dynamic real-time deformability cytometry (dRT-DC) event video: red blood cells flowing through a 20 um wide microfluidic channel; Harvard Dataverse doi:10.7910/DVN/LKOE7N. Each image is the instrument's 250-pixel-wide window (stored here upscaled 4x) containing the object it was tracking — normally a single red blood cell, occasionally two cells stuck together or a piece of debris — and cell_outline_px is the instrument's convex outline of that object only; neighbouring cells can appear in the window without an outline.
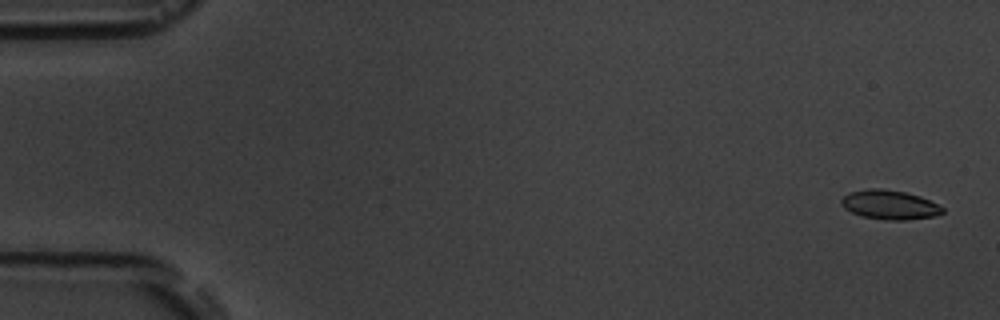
{"species": "common noctule bat (a hibernating species)", "species_latin": "Nyctalus noctula", "temperature_condition": "room temperature", "stored_images_in_passage": 6, "camera_frame_rate_fps": 3000, "um_per_image_px": 0.085, "animal": {"sex": "male", "body_mass_g": 19.5, "forearm_length_mm": 54.6}, "frame": {"image": 1, "passage_image": 1, "time_ms": 0.0, "image_size_px": [1000, 320], "cell_outline_px": [[944, 212], [936, 216], [908, 220], [884, 220], [860, 216], [844, 208], [840, 204], [840, 200], [848, 192], [868, 188], [880, 188], [904, 192], [920, 196], [944, 208]], "centroid_in_image_um": [75.59, 17.41], "position_along_channel_um": 9.4, "area_um2": 17.4}}
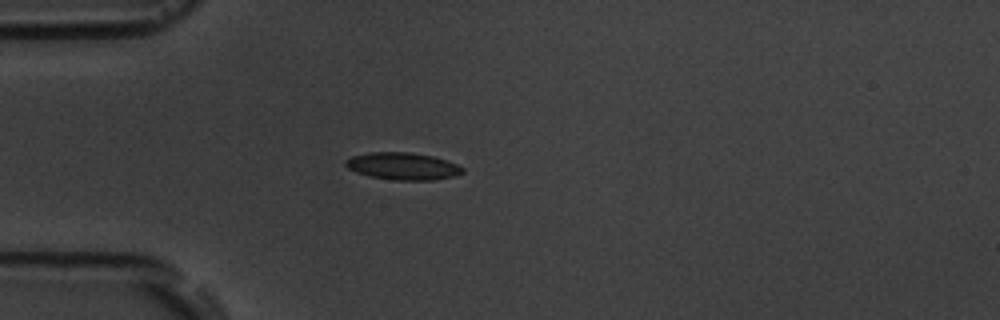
{"frame": {"image": 2, "passage_image": 5, "time_ms": 4.667, "image_size_px": [1000, 320], "cell_outline_px": [[464, 172], [456, 176], [436, 180], [396, 180], [372, 176], [356, 172], [348, 168], [344, 164], [344, 160], [352, 156], [368, 152], [408, 152], [432, 156], [456, 164], [464, 168]], "centroid_in_image_um": [34.24, 14.12], "position_along_channel_um": 50.8, "area_um2": 18.5}}